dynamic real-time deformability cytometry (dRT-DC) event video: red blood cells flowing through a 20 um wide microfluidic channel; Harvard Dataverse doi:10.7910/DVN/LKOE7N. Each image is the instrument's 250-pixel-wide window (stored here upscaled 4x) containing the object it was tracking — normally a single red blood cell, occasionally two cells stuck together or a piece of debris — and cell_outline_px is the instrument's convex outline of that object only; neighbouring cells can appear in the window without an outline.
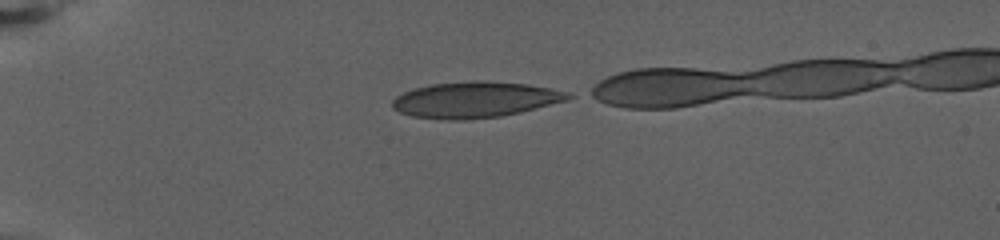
{"species": "human", "species_latin": "Homo sapiens", "temperature_condition": "warm", "stored_images_in_passage": 48, "camera_frame_rate_fps": 3000, "um_per_image_px": 0.085, "donor": {"sex": "female"}, "frame": {"image": 1, "passage_image": 1, "time_ms": 0.0, "image_size_px": [1000, 240], "cell_outline_px": [[576, 96], [568, 100], [520, 112], [500, 116], [464, 120], [448, 120], [412, 116], [400, 112], [392, 108], [392, 100], [396, 96], [404, 92], [416, 88], [432, 84], [476, 80], [480, 80], [528, 84], [568, 92]], "centroid_in_image_um": [40.39, 8.47], "position_along_channel_um": 44.6, "area_um2": 36.7}}
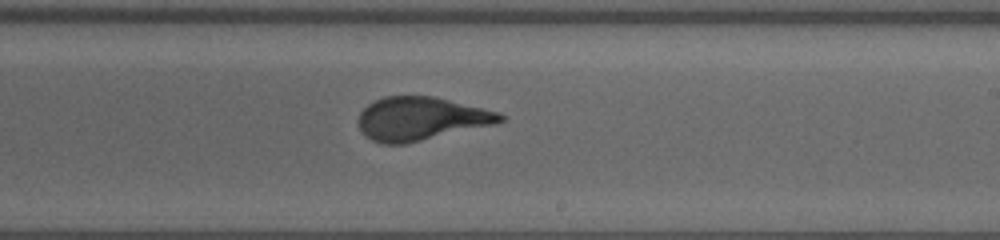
{"frame": {"image": 2, "passage_image": 28, "time_ms": 9.0, "image_size_px": [1000, 240], "cell_outline_px": [[504, 120], [496, 124], [404, 144], [384, 144], [372, 140], [360, 128], [360, 112], [368, 104], [384, 96], [432, 96], [496, 112], [504, 116]], "centroid_in_image_um": [35.76, 10.09], "position_along_channel_um": 253.2, "area_um2": 35.08}}
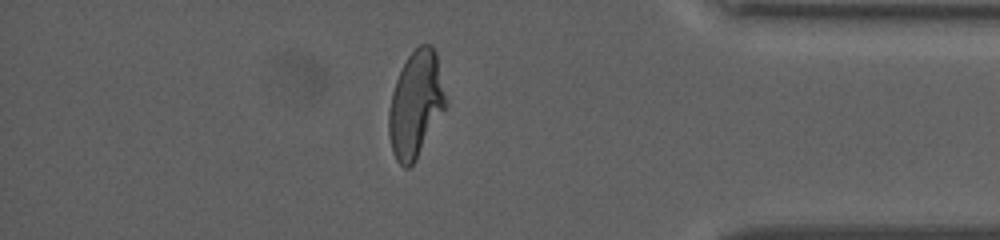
{"frame": {"image": 3, "passage_image": 46, "time_ms": 15.0, "image_size_px": [1000, 240], "cell_outline_px": [[448, 104], [416, 160], [408, 168], [404, 168], [396, 160], [392, 152], [388, 136], [388, 112], [392, 92], [396, 80], [408, 56], [420, 44], [432, 44], [436, 52]], "centroid_in_image_um": [35.34, 8.89], "position_along_channel_um": 399.9, "area_um2": 35.37}}